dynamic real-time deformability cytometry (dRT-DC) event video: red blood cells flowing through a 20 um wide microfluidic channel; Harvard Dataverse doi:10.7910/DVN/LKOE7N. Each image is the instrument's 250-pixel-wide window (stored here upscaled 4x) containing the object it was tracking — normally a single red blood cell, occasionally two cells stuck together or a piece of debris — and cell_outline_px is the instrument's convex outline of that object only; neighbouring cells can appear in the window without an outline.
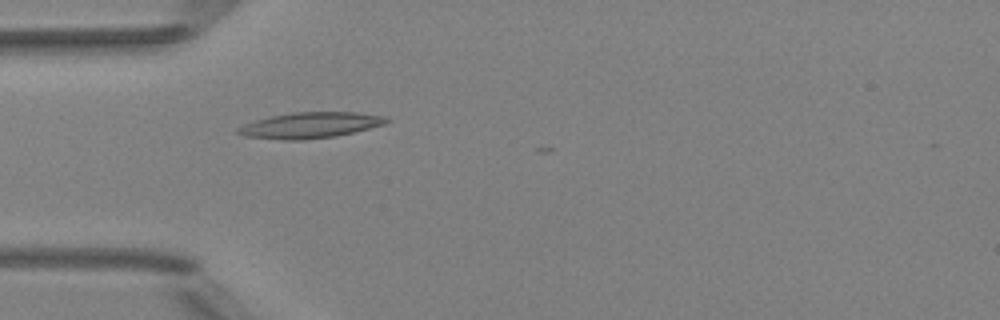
{"species": "Egyptian fruit bat (a non-hibernating species)", "species_latin": "Rousettus aegyptiacus", "temperature_condition": "room temperature", "stored_images_in_passage": 2, "camera_frame_rate_fps": 3000, "um_per_image_px": 0.085, "animal": {"sex": "female"}, "frame": {"image": 1, "passage_image": 2, "time_ms": 1.333, "image_size_px": [1000, 320], "cell_outline_px": [[392, 120], [384, 124], [336, 136], [304, 140], [284, 140], [244, 136], [236, 132], [236, 128], [244, 124], [256, 120], [272, 116], [292, 112], [356, 112], [384, 116]], "centroid_in_image_um": [26.35, 10.64], "position_along_channel_um": 58.6, "area_um2": 22.25}}